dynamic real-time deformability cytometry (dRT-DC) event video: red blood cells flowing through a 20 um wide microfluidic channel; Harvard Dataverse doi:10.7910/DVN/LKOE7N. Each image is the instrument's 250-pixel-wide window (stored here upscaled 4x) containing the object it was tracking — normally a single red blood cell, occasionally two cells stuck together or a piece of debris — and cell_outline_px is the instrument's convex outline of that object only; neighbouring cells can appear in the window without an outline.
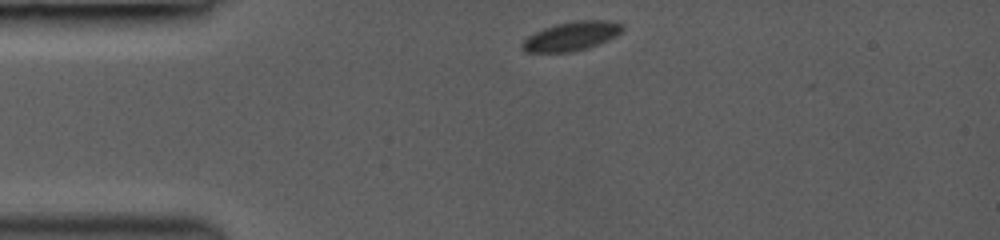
{"species": "common noctule bat (a hibernating species)", "species_latin": "Nyctalus noctula", "temperature_condition": "room temperature", "stored_images_in_passage": 28, "camera_frame_rate_fps": 3000, "um_per_image_px": 0.085, "animal": {"sex": "female", "body_mass_g": 19.0, "forearm_length_mm": 53.3}, "frame": {"image": 1, "passage_image": 1, "time_ms": 0.0, "image_size_px": [1000, 240], "cell_outline_px": [[624, 28], [616, 36], [608, 40], [584, 48], [568, 52], [524, 52], [520, 48], [520, 44], [528, 36], [544, 28], [556, 24], [572, 20], [608, 20], [624, 24]], "centroid_in_image_um": [48.56, 3.06], "position_along_channel_um": 36.4, "area_um2": 16.88}}
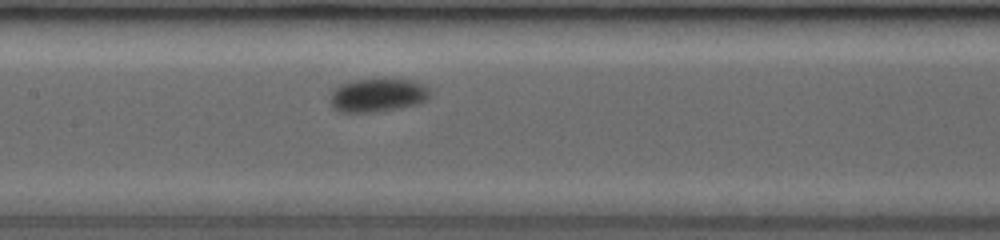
{"frame": {"image": 2, "passage_image": 11, "time_ms": 4.333, "image_size_px": [1000, 240], "cell_outline_px": [[428, 96], [420, 104], [376, 112], [340, 112], [332, 108], [332, 88], [340, 84], [352, 80], [412, 80], [424, 84], [428, 88]], "centroid_in_image_um": [32.07, 8.1], "position_along_channel_um": 175.3, "area_um2": 19.25}}
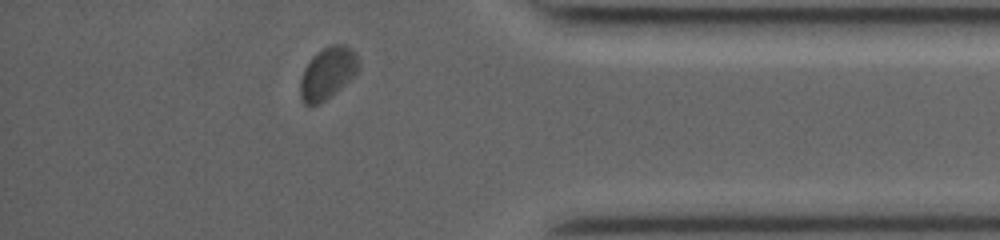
{"frame": {"image": 3, "passage_image": 25, "time_ms": 10.333, "image_size_px": [1000, 240], "cell_outline_px": [[360, 68], [332, 96], [316, 104], [304, 104], [300, 96], [300, 80], [304, 68], [312, 56], [316, 52], [332, 44], [344, 44], [352, 48], [356, 52], [360, 60]], "centroid_in_image_um": [27.86, 6.18], "position_along_channel_um": 407.3, "area_um2": 17.69}, "authors_computed_cell_mechanics": {"area_um2": 18.3804, "velocity_mm_per_s": 4.0361, "shape_relaxation_time_tau1_ms": 1.2479, "shape_relaxation_time_tau2_ms": null, "deformation_change_tau1": 0.0462, "deformation_change_tau2": null}}